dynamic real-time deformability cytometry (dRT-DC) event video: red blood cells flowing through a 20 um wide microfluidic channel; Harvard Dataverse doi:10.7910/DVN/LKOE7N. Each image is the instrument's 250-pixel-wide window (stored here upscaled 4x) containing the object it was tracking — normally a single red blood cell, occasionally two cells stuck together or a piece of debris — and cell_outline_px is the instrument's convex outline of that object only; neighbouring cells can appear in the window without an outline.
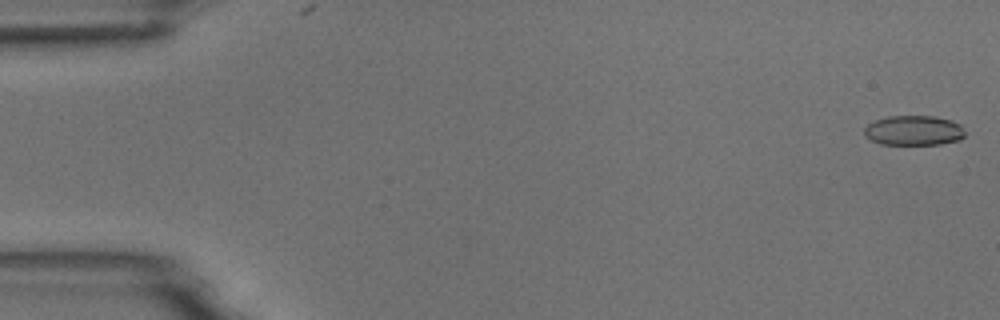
{"species": "common noctule bat (a hibernating species)", "species_latin": "Nyctalus noctula", "temperature_condition": "room temperature", "stored_images_in_passage": 54, "camera_frame_rate_fps": 3000, "um_per_image_px": 0.085, "animal": {"sex": "male", "body_mass_g": 18.8}, "frame": {"image": 1, "passage_image": 1, "time_ms": 0.0, "image_size_px": [1000, 320], "cell_outline_px": [[964, 136], [960, 140], [940, 144], [880, 144], [864, 136], [864, 128], [868, 124], [876, 120], [888, 116], [936, 116], [952, 120], [960, 124], [964, 132]], "centroid_in_image_um": [77.67, 11.08], "position_along_channel_um": 7.3, "area_um2": 17.57}}
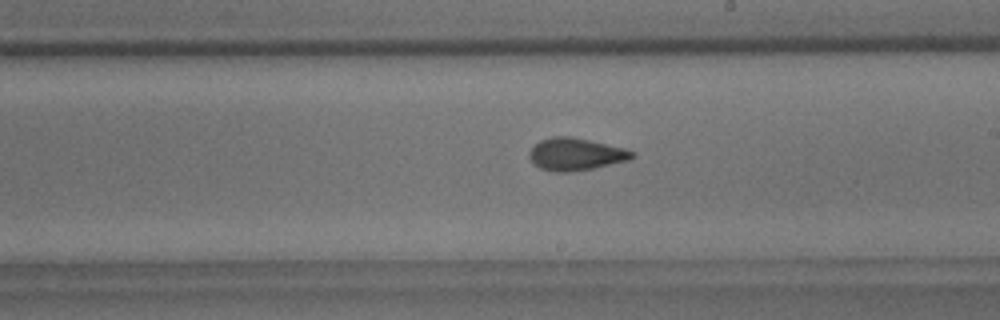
{"frame": {"image": 2, "passage_image": 31, "time_ms": 10.0, "image_size_px": [1000, 320], "cell_outline_px": [[636, 156], [628, 160], [592, 168], [568, 172], [556, 172], [540, 168], [528, 156], [528, 152], [540, 140], [552, 136], [572, 136], [624, 148], [636, 152]], "centroid_in_image_um": [48.94, 13.09], "position_along_channel_um": 240.1, "area_um2": 19.25}}
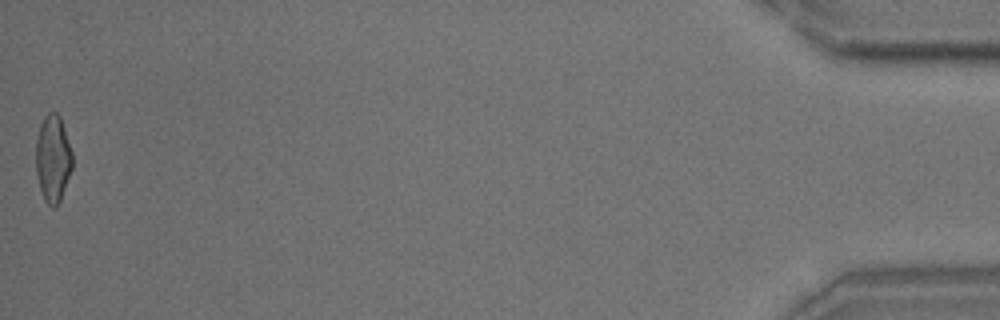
{"frame": {"image": 3, "passage_image": 54, "time_ms": 17.667, "image_size_px": [1000, 320], "cell_outline_px": [[72, 168], [60, 200], [56, 208], [52, 208], [44, 200], [40, 188], [36, 172], [36, 140], [40, 124], [44, 116], [48, 112], [56, 112], [60, 116], [72, 152]], "centroid_in_image_um": [4.49, 13.47], "position_along_channel_um": 430.7, "area_um2": 18.5}, "authors_computed_cell_mechanics": {"area_um2": 18.7561, "velocity_mm_per_s": 3.7474, "shape_relaxation_time_tau1_ms": 7.9729, "shape_relaxation_time_tau2_ms": 2.0482, "deformation_change_tau1": 0.179, "deformation_change_tau2": 0.086}}